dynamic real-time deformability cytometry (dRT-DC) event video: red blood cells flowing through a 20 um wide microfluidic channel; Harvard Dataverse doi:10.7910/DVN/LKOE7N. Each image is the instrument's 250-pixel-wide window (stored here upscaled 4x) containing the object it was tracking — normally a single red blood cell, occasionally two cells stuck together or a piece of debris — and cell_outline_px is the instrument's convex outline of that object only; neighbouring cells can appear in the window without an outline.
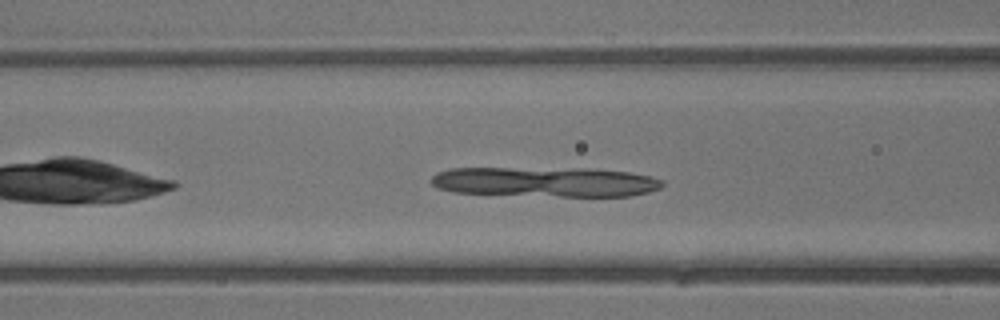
{"species": "common noctule bat (a hibernating species)", "species_latin": "Nyctalus noctula", "temperature_condition": "warm", "stored_images_in_passage": 13, "camera_frame_rate_fps": 3000, "um_per_image_px": 0.085, "animal": {"sex": "male", "body_mass_g": 13.3}, "frame": {"image": 1, "passage_image": 5, "time_ms": 1.333, "image_size_px": [1000, 320], "cell_outline_px": [[664, 184], [660, 188], [648, 192], [628, 196], [560, 196], [452, 192], [436, 188], [432, 184], [432, 176], [436, 172], [448, 168], [592, 168], [628, 172], [648, 176], [664, 180]], "centroid_in_image_um": [46.33, 15.45], "position_along_channel_um": 120.3, "area_um2": 40.4}}